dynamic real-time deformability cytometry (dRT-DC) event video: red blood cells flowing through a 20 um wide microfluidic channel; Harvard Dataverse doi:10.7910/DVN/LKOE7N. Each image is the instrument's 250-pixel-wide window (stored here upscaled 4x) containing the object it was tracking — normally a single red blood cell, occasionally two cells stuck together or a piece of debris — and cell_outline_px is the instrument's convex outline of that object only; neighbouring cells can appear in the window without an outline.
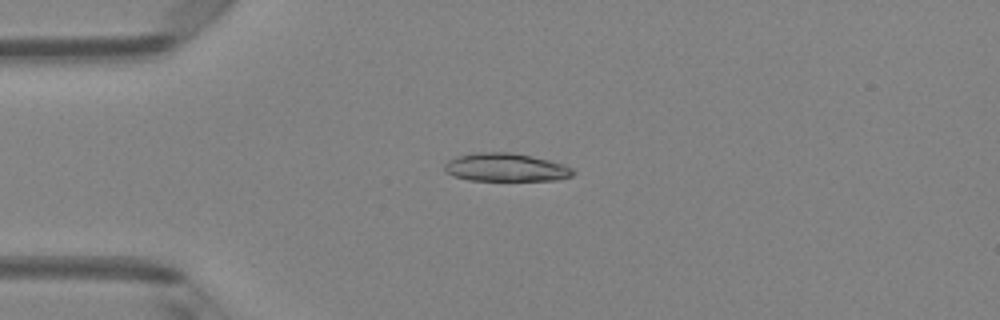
{"species": "Egyptian fruit bat (a non-hibernating species)", "species_latin": "Rousettus aegyptiacus", "temperature_condition": "room temperature", "stored_images_in_passage": 6, "camera_frame_rate_fps": 3000, "um_per_image_px": 0.085, "animal": {"sex": "female"}, "frame": {"image": 1, "passage_image": 3, "time_ms": 0.667, "image_size_px": [1000, 320], "cell_outline_px": [[576, 172], [572, 176], [556, 180], [468, 180], [452, 176], [444, 172], [444, 164], [448, 160], [460, 156], [476, 152], [512, 152], [532, 156], [564, 164], [572, 168]], "centroid_in_image_um": [42.98, 14.23], "position_along_channel_um": 42.0, "area_um2": 21.21}}
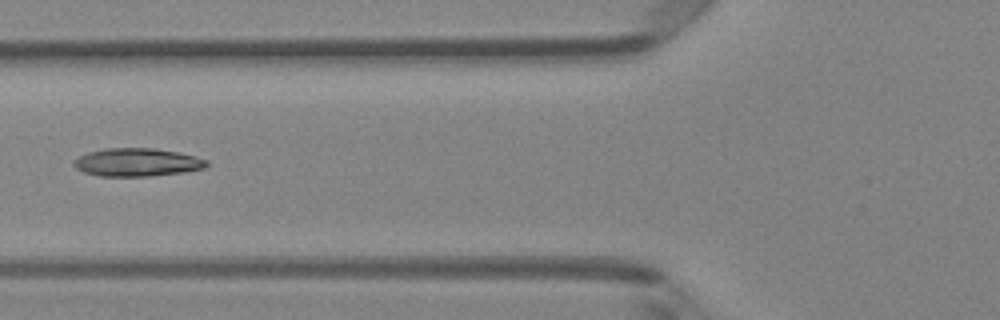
{"frame": {"image": 2, "passage_image": 5, "time_ms": 1.333, "image_size_px": [1000, 320], "cell_outline_px": [[208, 164], [204, 168], [184, 172], [148, 176], [100, 176], [84, 172], [76, 168], [72, 164], [80, 156], [88, 152], [104, 148], [152, 148], [176, 152], [208, 160]], "centroid_in_image_um": [11.63, 13.8], "position_along_channel_um": 114.2, "area_um2": 21.5}}
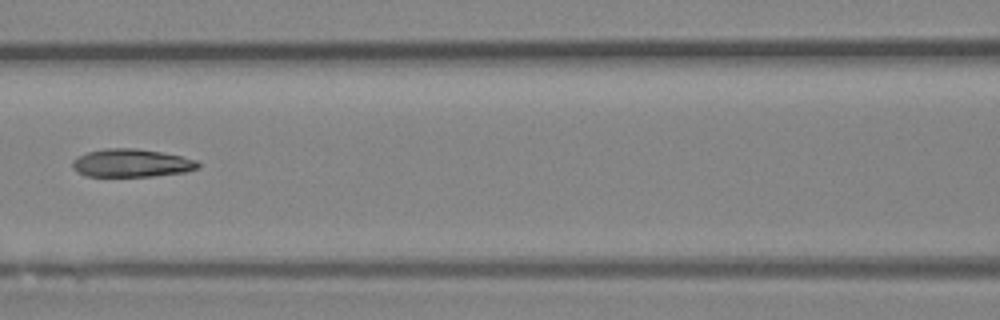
{"frame": {"image": 3, "passage_image": 6, "time_ms": 1.667, "image_size_px": [1000, 320], "cell_outline_px": [[200, 168], [184, 172], [152, 176], [84, 176], [76, 172], [72, 168], [72, 160], [88, 152], [104, 148], [136, 148], [160, 152], [180, 156], [196, 160], [200, 164]], "centroid_in_image_um": [11.15, 13.86], "position_along_channel_um": 155.4, "area_um2": 20.52}}